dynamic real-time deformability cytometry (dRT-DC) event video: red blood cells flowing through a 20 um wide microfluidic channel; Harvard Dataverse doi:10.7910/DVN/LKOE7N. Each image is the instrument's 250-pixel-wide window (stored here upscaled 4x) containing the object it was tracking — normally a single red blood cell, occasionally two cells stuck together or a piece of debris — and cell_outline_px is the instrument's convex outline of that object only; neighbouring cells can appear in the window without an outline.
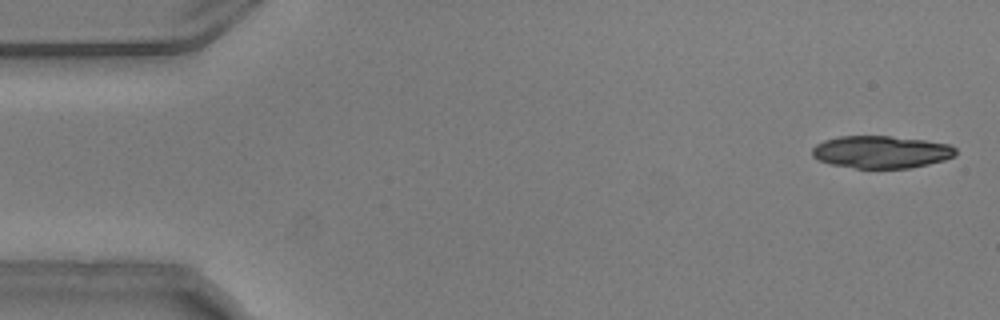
{"species": "common noctule bat (a hibernating species)", "species_latin": "Nyctalus noctula", "temperature_condition": "warm", "stored_images_in_passage": 15, "camera_frame_rate_fps": 3000, "um_per_image_px": 0.085, "animal": {"sex": "male", "body_mass_g": 20.5, "forearm_length_mm": 52.5}, "frame": {"image": 1, "passage_image": 2, "time_ms": 0.333, "image_size_px": [1000, 320], "cell_outline_px": [[956, 156], [944, 160], [928, 164], [908, 168], [856, 168], [832, 164], [816, 160], [812, 156], [812, 148], [816, 144], [824, 140], [840, 136], [892, 136], [924, 140], [952, 144], [956, 148]], "centroid_in_image_um": [74.91, 12.91], "position_along_channel_um": 10.1, "area_um2": 27.28}}